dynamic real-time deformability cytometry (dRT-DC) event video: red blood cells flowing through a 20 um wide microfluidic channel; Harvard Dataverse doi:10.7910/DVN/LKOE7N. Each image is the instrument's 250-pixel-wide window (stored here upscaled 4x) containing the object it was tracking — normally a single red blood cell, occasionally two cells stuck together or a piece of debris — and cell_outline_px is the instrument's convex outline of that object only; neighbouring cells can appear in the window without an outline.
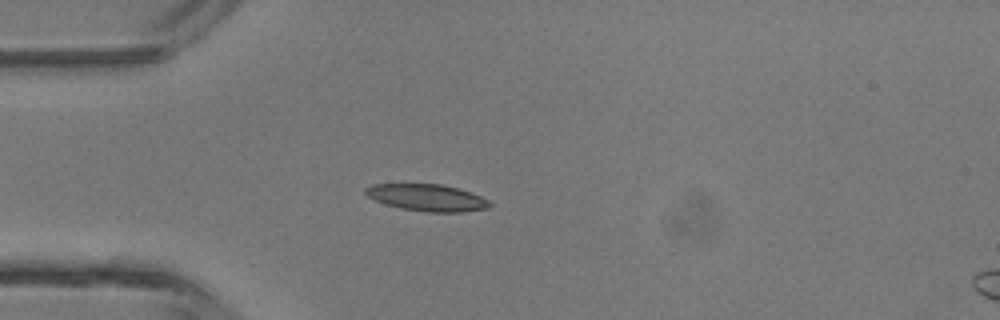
{"species": "common noctule bat (a hibernating species)", "species_latin": "Nyctalus noctula", "temperature_condition": "room temperature", "stored_images_in_passage": 3, "camera_frame_rate_fps": 3000, "um_per_image_px": 0.085, "animal": {"sex": "male", "body_mass_g": 13.3}, "frame": {"image": 1, "passage_image": 3, "time_ms": 2.333, "image_size_px": [1000, 320], "cell_outline_px": [[492, 204], [488, 208], [464, 212], [428, 212], [400, 208], [376, 200], [368, 196], [364, 192], [364, 188], [372, 184], [440, 184], [460, 188], [480, 196], [488, 200]], "centroid_in_image_um": [36.32, 16.79], "position_along_channel_um": 48.7, "area_um2": 19.36}}